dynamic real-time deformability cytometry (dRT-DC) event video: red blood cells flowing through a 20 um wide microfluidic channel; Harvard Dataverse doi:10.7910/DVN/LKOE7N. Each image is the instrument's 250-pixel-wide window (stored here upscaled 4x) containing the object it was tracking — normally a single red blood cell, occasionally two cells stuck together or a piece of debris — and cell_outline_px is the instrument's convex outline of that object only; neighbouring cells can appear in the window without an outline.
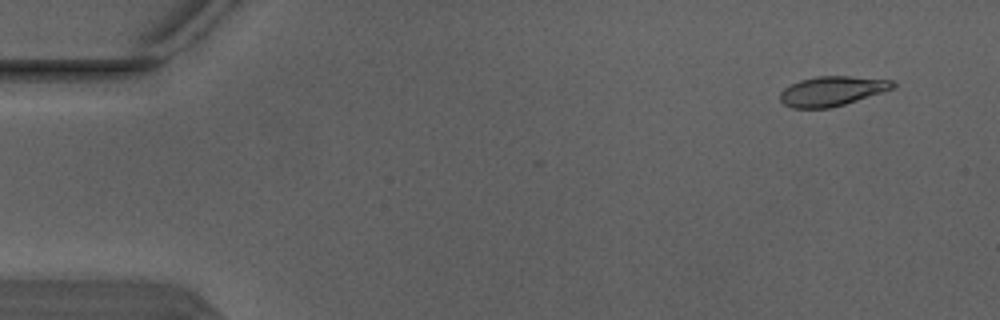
{"species": "Egyptian fruit bat (a non-hibernating species)", "species_latin": "Rousettus aegyptiacus", "temperature_condition": "warm", "stored_images_in_passage": 4, "camera_frame_rate_fps": 3000, "um_per_image_px": 0.085, "animal": {"sex": "male"}, "frame": {"image": 1, "passage_image": 1, "time_ms": 0.0, "image_size_px": [1000, 320], "cell_outline_px": [[896, 88], [844, 104], [828, 108], [792, 108], [784, 104], [780, 100], [780, 92], [784, 88], [800, 80], [816, 76], [848, 76], [892, 80], [896, 84]], "centroid_in_image_um": [70.72, 7.74], "position_along_channel_um": 14.3, "area_um2": 19.42}}
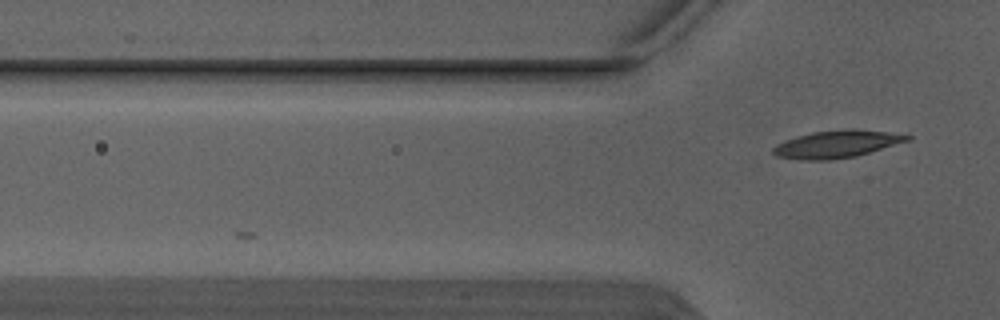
{"frame": {"image": 2, "passage_image": 4, "time_ms": 1.0, "image_size_px": [1000, 320], "cell_outline_px": [[912, 136], [908, 140], [856, 156], [828, 160], [800, 160], [776, 156], [772, 152], [772, 148], [776, 144], [784, 140], [796, 136], [812, 132], [852, 128], [856, 128]], "centroid_in_image_um": [71.03, 12.25], "position_along_channel_um": 54.8, "area_um2": 21.21}}